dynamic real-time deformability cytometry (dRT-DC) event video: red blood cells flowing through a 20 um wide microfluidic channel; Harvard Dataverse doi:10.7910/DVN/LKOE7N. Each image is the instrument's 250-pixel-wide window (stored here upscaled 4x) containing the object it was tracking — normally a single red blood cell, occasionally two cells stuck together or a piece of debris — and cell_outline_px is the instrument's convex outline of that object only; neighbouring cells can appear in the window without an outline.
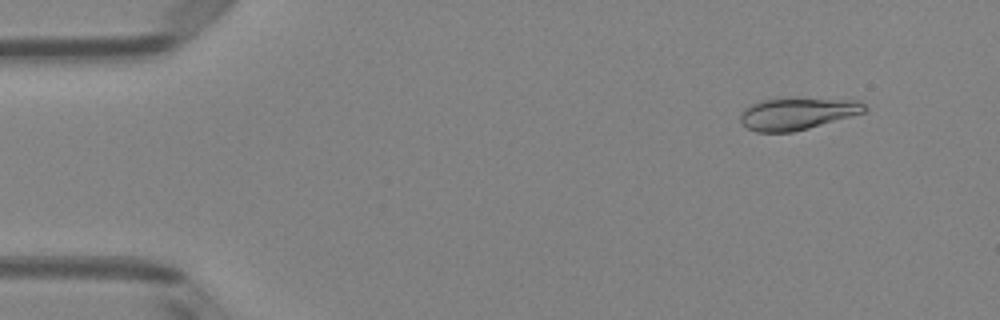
{"species": "Egyptian fruit bat (a non-hibernating species)", "species_latin": "Rousettus aegyptiacus", "temperature_condition": "room temperature", "stored_images_in_passage": 5, "camera_frame_rate_fps": 3000, "um_per_image_px": 0.085, "animal": {"sex": "female"}, "frame": {"image": 1, "passage_image": 2, "time_ms": 0.333, "image_size_px": [1000, 320], "cell_outline_px": [[868, 108], [864, 112], [808, 128], [792, 132], [756, 132], [748, 128], [740, 120], [740, 112], [744, 108], [752, 104], [764, 100], [860, 100]], "centroid_in_image_um": [67.73, 9.69], "position_along_channel_um": 17.3, "area_um2": 22.25}}